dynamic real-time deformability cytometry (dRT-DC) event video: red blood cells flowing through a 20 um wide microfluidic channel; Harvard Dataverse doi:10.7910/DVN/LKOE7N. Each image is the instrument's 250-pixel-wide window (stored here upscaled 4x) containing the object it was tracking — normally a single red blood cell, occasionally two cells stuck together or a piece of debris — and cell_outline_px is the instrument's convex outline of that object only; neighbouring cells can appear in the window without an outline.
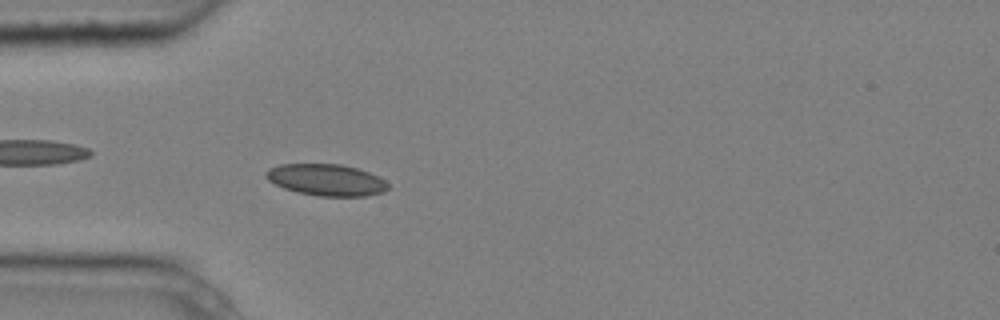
{"species": "common noctule bat (a hibernating species)", "species_latin": "Nyctalus noctula", "temperature_condition": "cold", "stored_images_in_passage": 5, "camera_frame_rate_fps": 3000, "um_per_image_px": 0.085, "animal": {"sex": "male", "body_mass_g": 20.4}, "frame": {"image": 1, "passage_image": 5, "time_ms": 1.333, "image_size_px": [1000, 320], "cell_outline_px": [[388, 188], [384, 192], [364, 196], [320, 196], [296, 192], [284, 188], [268, 180], [264, 176], [264, 172], [268, 168], [280, 164], [340, 164], [360, 168], [384, 180], [388, 184]], "centroid_in_image_um": [27.71, 15.28], "position_along_channel_um": 57.3, "area_um2": 22.54}}